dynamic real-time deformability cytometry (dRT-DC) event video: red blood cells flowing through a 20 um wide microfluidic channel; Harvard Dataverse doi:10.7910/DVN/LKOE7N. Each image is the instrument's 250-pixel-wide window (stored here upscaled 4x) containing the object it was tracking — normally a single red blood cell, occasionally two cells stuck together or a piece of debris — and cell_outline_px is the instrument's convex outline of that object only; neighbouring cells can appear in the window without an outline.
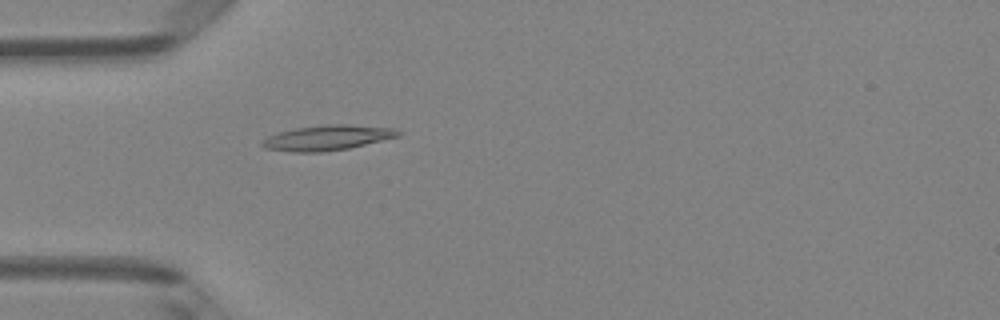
{"species": "Egyptian fruit bat (a non-hibernating species)", "species_latin": "Rousettus aegyptiacus", "temperature_condition": "room temperature", "stored_images_in_passage": 3, "camera_frame_rate_fps": 3000, "um_per_image_px": 0.085, "animal": {"sex": "female"}, "frame": {"image": 1, "passage_image": 3, "time_ms": 2.0, "image_size_px": [1000, 320], "cell_outline_px": [[400, 136], [348, 148], [320, 152], [292, 152], [264, 148], [260, 144], [260, 140], [268, 136], [280, 132], [296, 128], [324, 124], [348, 124], [392, 128], [400, 132]], "centroid_in_image_um": [27.77, 11.71], "position_along_channel_um": 57.2, "area_um2": 19.83}}